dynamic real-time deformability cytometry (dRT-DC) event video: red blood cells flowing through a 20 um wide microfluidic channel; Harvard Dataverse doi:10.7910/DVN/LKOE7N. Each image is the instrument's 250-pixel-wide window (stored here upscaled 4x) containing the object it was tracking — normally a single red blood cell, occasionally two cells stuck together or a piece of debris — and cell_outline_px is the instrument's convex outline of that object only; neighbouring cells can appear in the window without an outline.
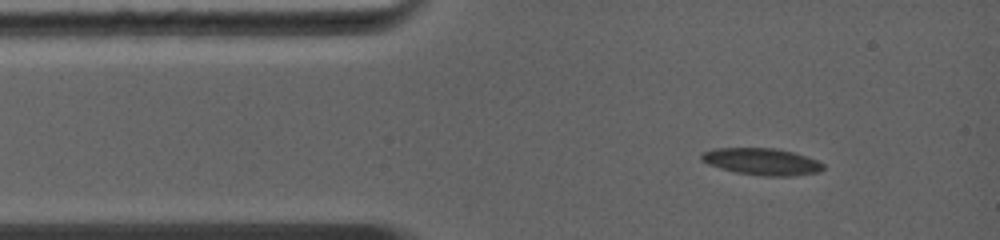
{"species": "common noctule bat (a hibernating species)", "species_latin": "Nyctalus noctula", "temperature_condition": "warm", "stored_images_in_passage": 3, "camera_frame_rate_fps": 5000, "um_per_image_px": 0.085, "animal": {"sex": "female", "body_mass_g": 19.0, "forearm_length_mm": 56.7}, "frame": {"image": 1, "passage_image": 1, "time_ms": 0.0, "image_size_px": [1000, 240], "cell_outline_px": [[824, 168], [820, 172], [792, 176], [760, 176], [736, 172], [720, 168], [708, 164], [700, 160], [700, 152], [716, 148], [776, 148], [792, 152], [816, 160], [824, 164]], "centroid_in_image_um": [64.72, 13.74], "position_along_channel_um": 20.3, "area_um2": 19.13}}
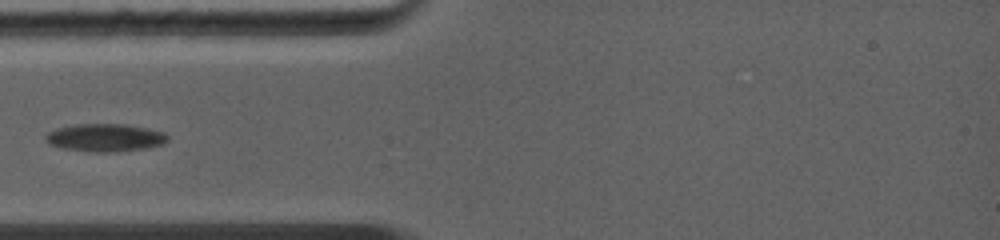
{"frame": {"image": 2, "passage_image": 3, "time_ms": 2.2, "image_size_px": [1000, 240], "cell_outline_px": [[168, 140], [164, 144], [148, 148], [116, 152], [88, 152], [64, 148], [48, 144], [44, 140], [44, 136], [48, 132], [56, 128], [76, 124], [124, 124], [148, 128], [164, 132], [168, 136]], "centroid_in_image_um": [8.93, 11.7], "position_along_channel_um": 76.1, "area_um2": 20.06}}